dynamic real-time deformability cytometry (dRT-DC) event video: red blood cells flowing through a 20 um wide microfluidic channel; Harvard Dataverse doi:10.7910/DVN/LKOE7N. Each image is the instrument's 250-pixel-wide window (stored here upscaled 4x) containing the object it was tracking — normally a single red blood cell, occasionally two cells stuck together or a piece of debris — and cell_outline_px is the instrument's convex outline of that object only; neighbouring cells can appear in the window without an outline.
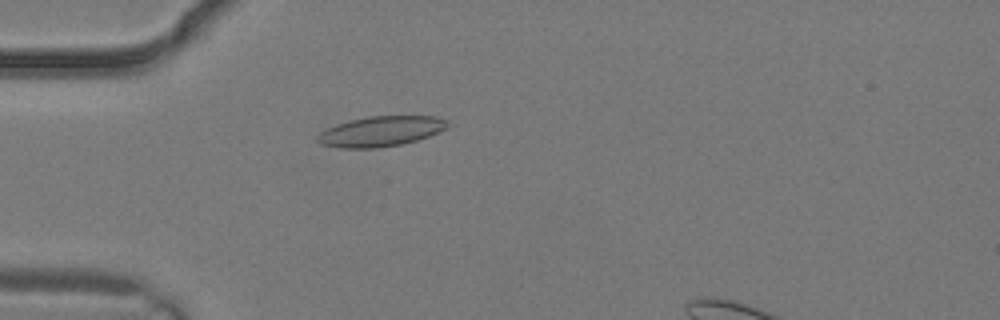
{"species": "common noctule bat (a hibernating species)", "species_latin": "Nyctalus noctula", "temperature_condition": "warm", "stored_images_in_passage": 2, "camera_frame_rate_fps": 3000, "um_per_image_px": 0.085, "animal": {"sex": "male", "body_mass_g": 19.2, "forearm_length_mm": 51.8}, "frame": {"image": 1, "passage_image": 1, "time_ms": 0.0, "image_size_px": [1000, 320], "cell_outline_px": [[448, 128], [440, 132], [416, 140], [400, 144], [376, 148], [340, 148], [320, 144], [316, 140], [316, 136], [320, 132], [336, 124], [368, 116], [436, 116], [448, 120]], "centroid_in_image_um": [32.37, 11.16], "position_along_channel_um": 52.6, "area_um2": 22.89}}